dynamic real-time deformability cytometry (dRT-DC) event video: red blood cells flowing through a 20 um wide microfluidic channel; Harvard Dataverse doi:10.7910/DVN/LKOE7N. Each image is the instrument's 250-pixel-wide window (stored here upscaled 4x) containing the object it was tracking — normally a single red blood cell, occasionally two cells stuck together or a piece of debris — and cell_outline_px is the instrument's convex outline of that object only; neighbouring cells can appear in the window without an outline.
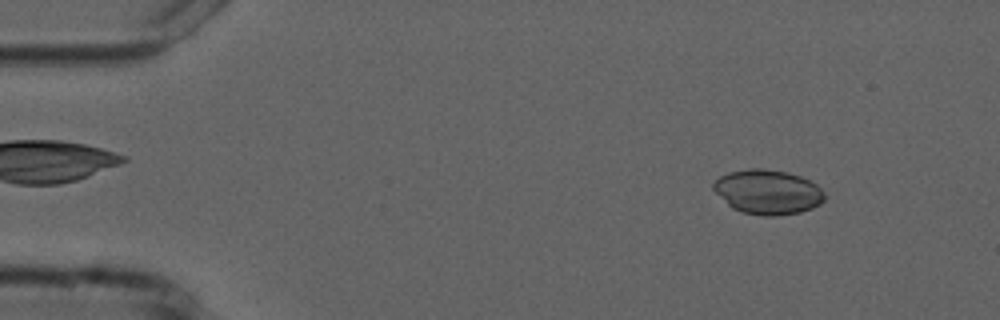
{"species": "common noctule bat (a hibernating species)", "species_latin": "Nyctalus noctula", "temperature_condition": "cold", "stored_images_in_passage": 9, "camera_frame_rate_fps": 3000, "um_per_image_px": 0.085, "animal": {"sex": "male", "forearm_length_mm": 52.5}, "frame": {"image": 1, "passage_image": 4, "time_ms": 1.0, "image_size_px": [1000, 320], "cell_outline_px": [[824, 200], [820, 204], [812, 208], [800, 212], [776, 216], [764, 216], [744, 212], [732, 208], [712, 188], [712, 184], [720, 176], [728, 172], [748, 168], [764, 168], [788, 172], [800, 176], [816, 184], [824, 192]], "centroid_in_image_um": [65.26, 16.31], "position_along_channel_um": 19.7, "area_um2": 28.84}}